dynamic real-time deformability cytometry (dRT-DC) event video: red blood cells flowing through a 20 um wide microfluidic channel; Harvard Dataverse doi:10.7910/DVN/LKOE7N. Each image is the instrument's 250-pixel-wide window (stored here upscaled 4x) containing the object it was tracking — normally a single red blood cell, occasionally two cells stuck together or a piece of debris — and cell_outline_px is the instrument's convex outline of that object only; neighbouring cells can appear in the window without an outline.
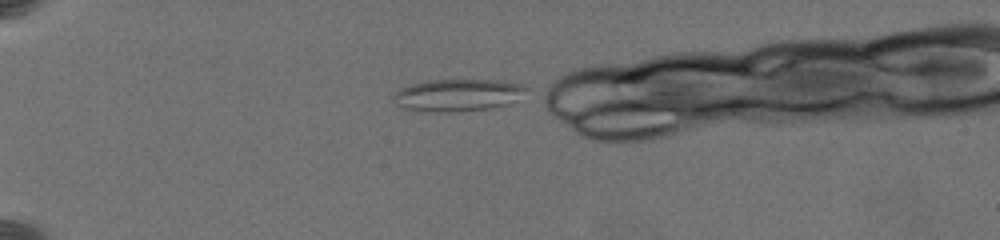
{"species": "common noctule bat (a hibernating species)", "species_latin": "Nyctalus noctula", "temperature_condition": "warm", "stored_images_in_passage": 32, "camera_frame_rate_fps": 3000, "um_per_image_px": 0.085, "animal": {"sex": "female", "body_mass_g": 19.5, "forearm_length_mm": 54.1}, "frame": {"image": 1, "passage_image": 1, "time_ms": 0.0, "image_size_px": [1000, 240], "cell_outline_px": [[528, 88], [508, 104], [488, 108], [460, 112], [428, 112], [404, 108], [396, 104], [392, 100], [392, 96], [400, 88], [412, 84], [432, 80], [504, 80], [524, 84]], "centroid_in_image_um": [38.88, 8.08], "position_along_channel_um": 46.1, "area_um2": 24.91}}
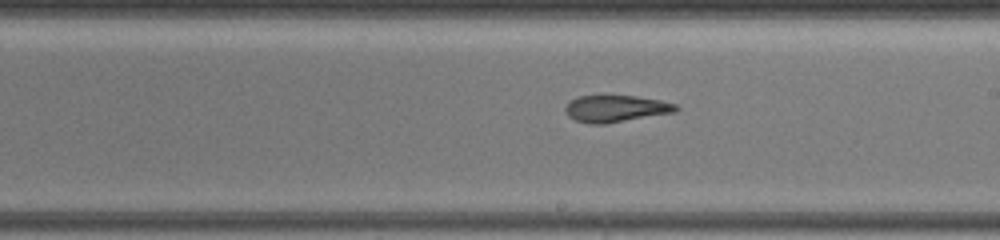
{"frame": {"image": 2, "passage_image": 19, "time_ms": 6.667, "image_size_px": [1000, 240], "cell_outline_px": [[680, 108], [676, 112], [604, 124], [588, 124], [576, 120], [568, 116], [564, 108], [572, 100], [580, 96], [604, 92], [636, 96], [660, 100], [676, 104]], "centroid_in_image_um": [52.34, 9.19], "position_along_channel_um": 236.7, "area_um2": 17.98}}
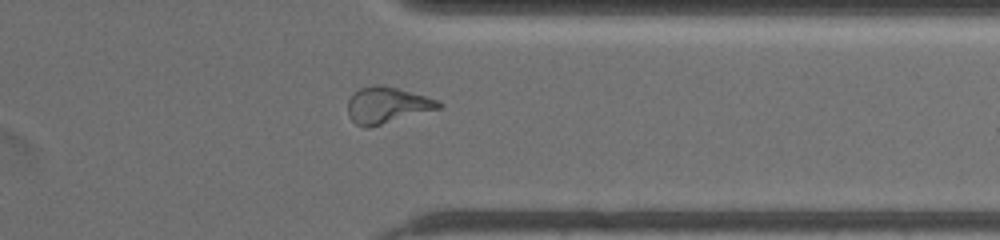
{"frame": {"image": 3, "passage_image": 31, "time_ms": 10.667, "image_size_px": [1000, 240], "cell_outline_px": [[444, 104], [440, 108], [368, 128], [364, 128], [356, 124], [348, 116], [348, 100], [360, 88], [376, 84], [380, 84], [396, 88], [440, 100]], "centroid_in_image_um": [32.9, 8.94], "position_along_channel_um": 378.5, "area_um2": 19.07}}